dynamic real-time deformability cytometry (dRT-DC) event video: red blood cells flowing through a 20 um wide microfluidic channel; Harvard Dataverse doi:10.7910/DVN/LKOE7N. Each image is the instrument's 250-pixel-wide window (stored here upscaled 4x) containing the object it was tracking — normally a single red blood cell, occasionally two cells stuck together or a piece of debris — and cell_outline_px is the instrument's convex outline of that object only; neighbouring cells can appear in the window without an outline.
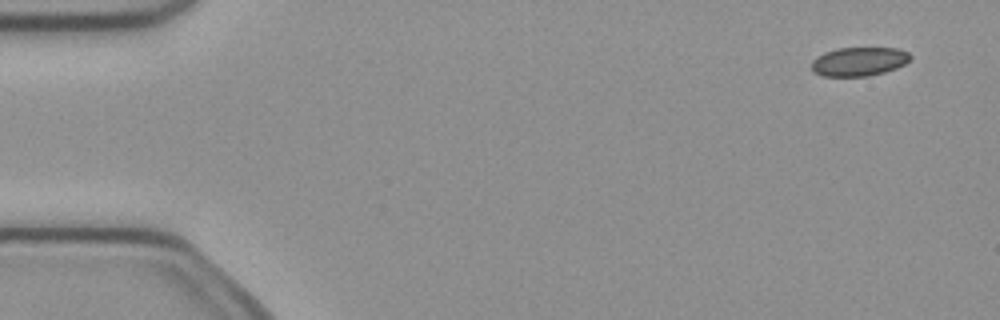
{"species": "common noctule bat (a hibernating species)", "species_latin": "Nyctalus noctula", "temperature_condition": "cold", "stored_images_in_passage": 4, "camera_frame_rate_fps": 3000, "um_per_image_px": 0.085, "animal": {"sex": "female", "body_mass_g": 21.9}, "frame": {"image": 1, "passage_image": 1, "time_ms": 0.0, "image_size_px": [1000, 320], "cell_outline_px": [[912, 56], [904, 64], [896, 68], [884, 72], [868, 76], [824, 76], [812, 72], [812, 60], [816, 56], [824, 52], [836, 48], [896, 48], [908, 52]], "centroid_in_image_um": [72.98, 5.23], "position_along_channel_um": 12.0, "area_um2": 16.65}}
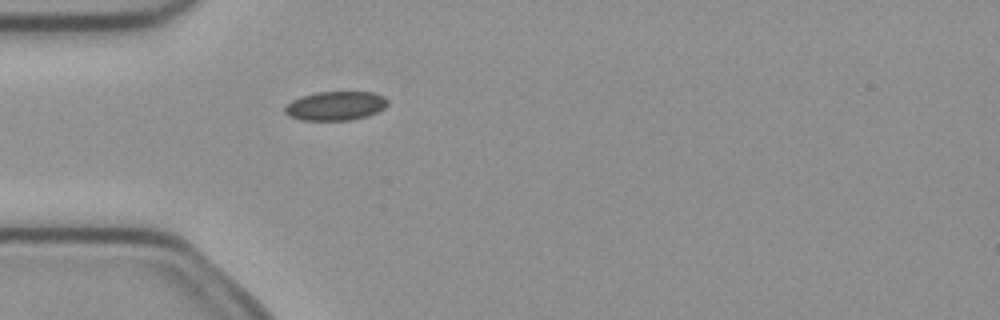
{"frame": {"image": 2, "passage_image": 4, "time_ms": 1.0, "image_size_px": [1000, 320], "cell_outline_px": [[388, 104], [384, 108], [368, 116], [352, 120], [300, 120], [288, 116], [284, 112], [284, 108], [292, 100], [300, 96], [316, 92], [372, 92], [384, 96], [388, 100]], "centroid_in_image_um": [28.51, 9.0], "position_along_channel_um": 56.5, "area_um2": 17.51}}